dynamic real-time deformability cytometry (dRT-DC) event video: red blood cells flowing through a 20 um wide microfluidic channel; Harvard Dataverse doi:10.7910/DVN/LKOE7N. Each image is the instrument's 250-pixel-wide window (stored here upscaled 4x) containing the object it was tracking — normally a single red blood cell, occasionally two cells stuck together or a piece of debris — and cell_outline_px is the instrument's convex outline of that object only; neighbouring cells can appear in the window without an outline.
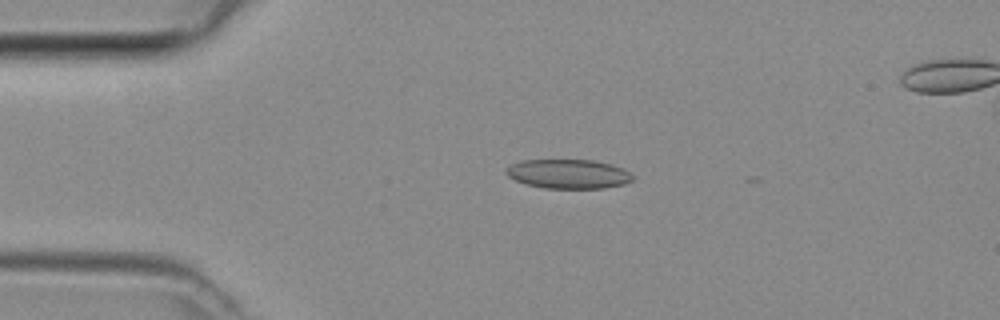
{"species": "common noctule bat (a hibernating species)", "species_latin": "Nyctalus noctula", "temperature_condition": "room temperature", "stored_images_in_passage": 39, "segment_of_instrument_passage": [1, 2], "camera_frame_rate_fps": 3000, "um_per_image_px": 0.085, "animal": {"sex": "female", "body_mass_g": 29.2, "forearm_length_mm": 56.3}, "frame": {"image": 1, "passage_image": 2, "time_ms": 0.333, "image_size_px": [1000, 320], "cell_outline_px": [[632, 180], [624, 184], [604, 188], [544, 188], [528, 184], [516, 180], [508, 176], [504, 172], [512, 164], [520, 160], [592, 160], [612, 164], [624, 168], [632, 176]], "centroid_in_image_um": [48.32, 14.78], "position_along_channel_um": 36.7, "area_um2": 21.44}}
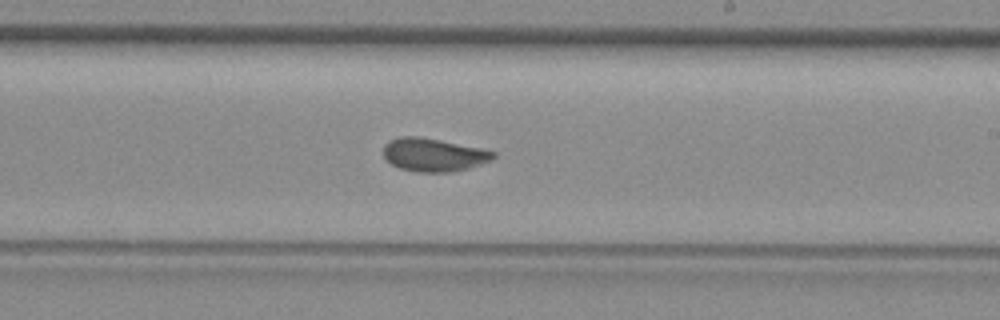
{"frame": {"image": 2, "passage_image": 19, "time_ms": 6.0, "image_size_px": [1000, 320], "cell_outline_px": [[496, 156], [492, 160], [468, 168], [452, 172], [416, 172], [400, 168], [392, 164], [384, 156], [384, 144], [388, 140], [400, 136], [416, 136], [480, 148], [496, 152]], "centroid_in_image_um": [36.84, 13.16], "position_along_channel_um": 252.2, "area_um2": 21.1}}
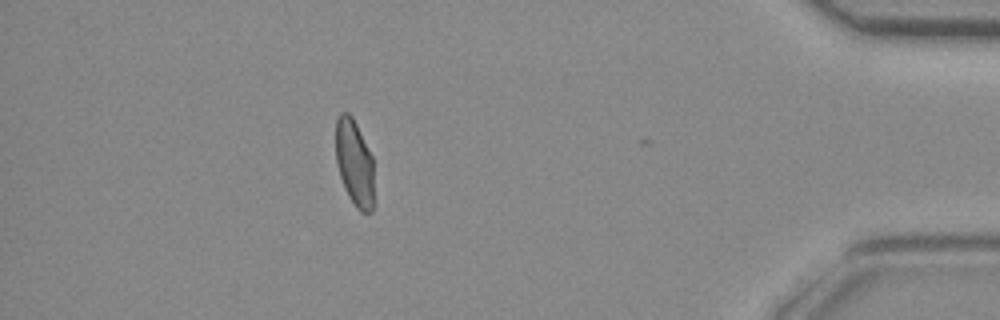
{"frame": {"image": 3, "passage_image": 33, "time_ms": 10.667, "image_size_px": [1000, 320], "cell_outline_px": [[372, 212], [360, 212], [356, 208], [348, 196], [344, 188], [336, 164], [336, 120], [340, 112], [348, 112], [352, 116], [372, 156]], "centroid_in_image_um": [30.09, 13.83], "position_along_channel_um": 405.1, "area_um2": 19.07}}